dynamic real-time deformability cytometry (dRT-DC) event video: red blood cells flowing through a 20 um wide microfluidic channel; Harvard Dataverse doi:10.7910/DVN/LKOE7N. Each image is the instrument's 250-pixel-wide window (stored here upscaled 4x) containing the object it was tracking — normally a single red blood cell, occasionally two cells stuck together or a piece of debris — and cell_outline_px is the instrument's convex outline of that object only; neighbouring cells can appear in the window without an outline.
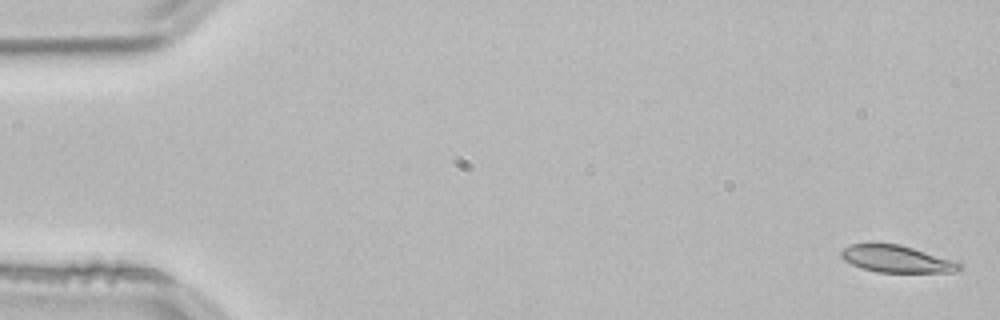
{"species": "common noctule bat (a hibernating species)", "species_latin": "Nyctalus noctula", "temperature_condition": "room temperature", "stored_images_in_passage": 53, "camera_frame_rate_fps": 3000, "um_per_image_px": 0.085, "animal": {"sex": "male", "body_mass_g": 21.5, "forearm_length_mm": 52.0}, "frame": {"image": 1, "passage_image": 1, "time_ms": 0.0, "image_size_px": [1000, 320], "cell_outline_px": [[964, 268], [956, 272], [876, 272], [860, 268], [844, 260], [840, 256], [840, 252], [844, 248], [852, 244], [900, 244], [964, 264]], "centroid_in_image_um": [76.22, 22.03], "position_along_channel_um": 8.8, "area_um2": 18.5}}
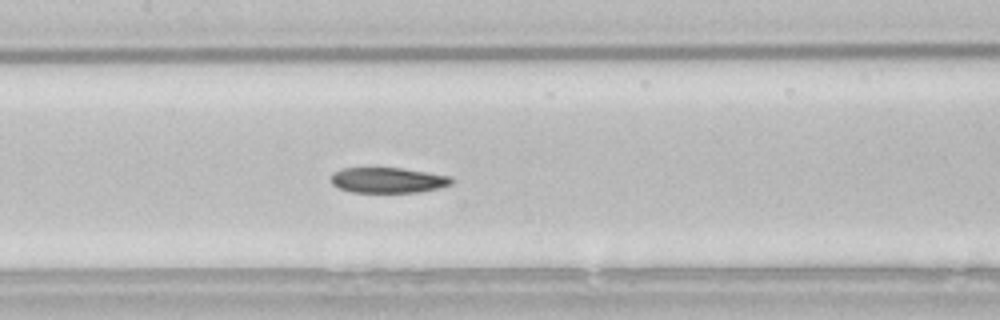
{"frame": {"image": 2, "passage_image": 25, "time_ms": 8.0, "image_size_px": [1000, 320], "cell_outline_px": [[456, 180], [452, 184], [440, 188], [420, 192], [352, 192], [340, 188], [332, 184], [332, 172], [344, 168], [400, 168], [452, 176]], "centroid_in_image_um": [33.04, 15.32], "position_along_channel_um": 174.4, "area_um2": 17.92}}
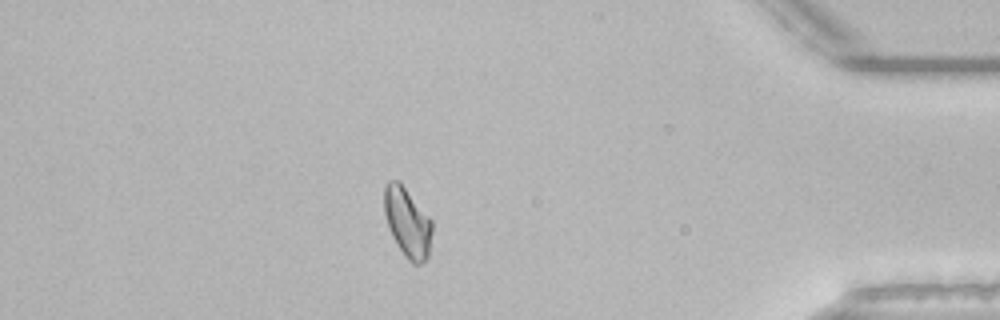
{"frame": {"image": 3, "passage_image": 46, "time_ms": 15.0, "image_size_px": [1000, 320], "cell_outline_px": [[432, 232], [428, 256], [420, 264], [412, 264], [404, 256], [396, 244], [388, 228], [384, 212], [384, 188], [388, 180], [400, 180], [432, 220]], "centroid_in_image_um": [34.62, 18.88], "position_along_channel_um": 400.6, "area_um2": 19.65}, "authors_computed_cell_mechanics": {"area_um2": 19.3052, "velocity_mm_per_s": 3.8272, "shape_relaxation_time_tau1_ms": 8.8274, "shape_relaxation_time_tau2_ms": 4.1622, "deformation_change_tau1": 0.1974, "deformation_change_tau2": 0.1011}}